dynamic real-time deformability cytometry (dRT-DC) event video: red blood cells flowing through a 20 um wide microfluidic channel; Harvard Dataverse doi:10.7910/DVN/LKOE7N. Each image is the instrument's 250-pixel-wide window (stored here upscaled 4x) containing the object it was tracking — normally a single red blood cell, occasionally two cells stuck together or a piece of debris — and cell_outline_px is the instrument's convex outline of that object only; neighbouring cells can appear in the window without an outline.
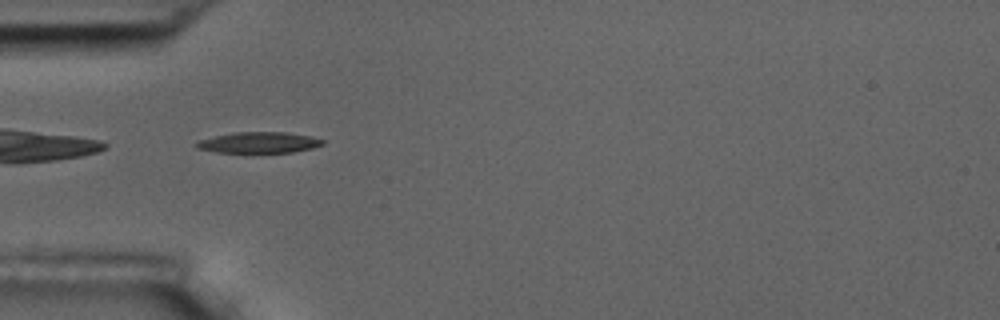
{"species": "common noctule bat (a hibernating species)", "species_latin": "Nyctalus noctula", "temperature_condition": "room temperature", "stored_images_in_passage": 4, "camera_frame_rate_fps": 3000, "um_per_image_px": 0.085, "animal": {"sex": "male", "body_mass_g": 17.5, "forearm_length_mm": 52.3}, "frame": {"image": 1, "passage_image": 3, "time_ms": 2.333, "image_size_px": [1000, 320], "cell_outline_px": [[324, 144], [312, 148], [292, 152], [216, 152], [196, 148], [196, 140], [232, 132], [284, 132], [312, 136], [324, 140]], "centroid_in_image_um": [21.99, 12.1], "position_along_channel_um": 63.0, "area_um2": 15.43}}